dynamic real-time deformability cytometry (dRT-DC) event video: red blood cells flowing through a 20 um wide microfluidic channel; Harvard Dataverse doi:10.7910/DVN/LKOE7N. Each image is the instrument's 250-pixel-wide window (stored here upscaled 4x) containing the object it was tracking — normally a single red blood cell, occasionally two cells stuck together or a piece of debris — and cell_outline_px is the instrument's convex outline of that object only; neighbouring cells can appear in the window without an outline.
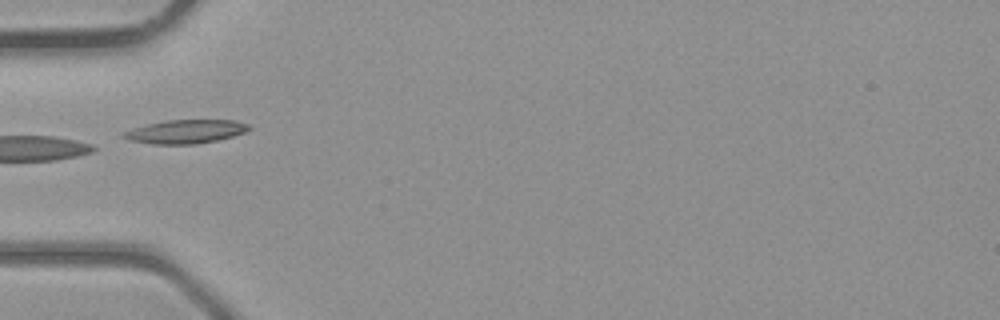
{"species": "common noctule bat (a hibernating species)", "species_latin": "Nyctalus noctula", "temperature_condition": "room temperature", "stored_images_in_passage": 3, "camera_frame_rate_fps": 3000, "um_per_image_px": 0.085, "animal": {"sex": "male", "body_mass_g": 23.1, "forearm_length_mm": 52.7}, "frame": {"image": 1, "passage_image": 2, "time_ms": 1.333, "image_size_px": [1000, 320], "cell_outline_px": [[252, 128], [244, 132], [232, 136], [216, 140], [196, 144], [152, 144], [128, 140], [120, 136], [124, 132], [132, 128], [164, 120], [232, 120], [248, 124]], "centroid_in_image_um": [15.74, 11.18], "position_along_channel_um": 69.3, "area_um2": 17.22}}
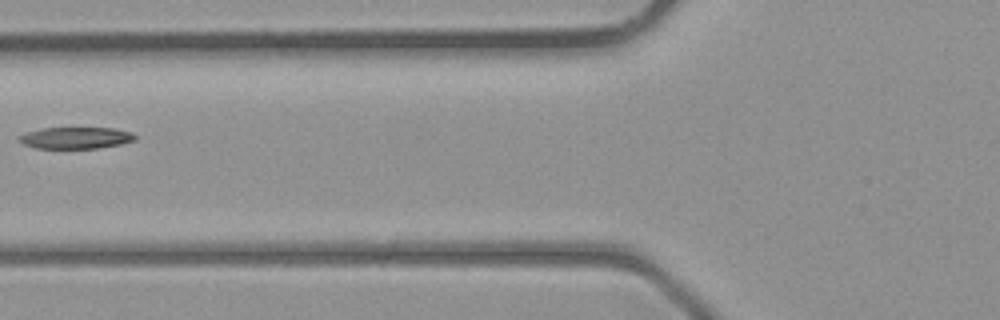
{"frame": {"image": 2, "passage_image": 3, "time_ms": 2.333, "image_size_px": [1000, 320], "cell_outline_px": [[136, 140], [120, 144], [96, 148], [36, 148], [24, 144], [20, 140], [20, 136], [28, 132], [40, 128], [112, 128], [132, 132], [136, 136]], "centroid_in_image_um": [6.48, 11.71], "position_along_channel_um": 119.3, "area_um2": 14.39}}